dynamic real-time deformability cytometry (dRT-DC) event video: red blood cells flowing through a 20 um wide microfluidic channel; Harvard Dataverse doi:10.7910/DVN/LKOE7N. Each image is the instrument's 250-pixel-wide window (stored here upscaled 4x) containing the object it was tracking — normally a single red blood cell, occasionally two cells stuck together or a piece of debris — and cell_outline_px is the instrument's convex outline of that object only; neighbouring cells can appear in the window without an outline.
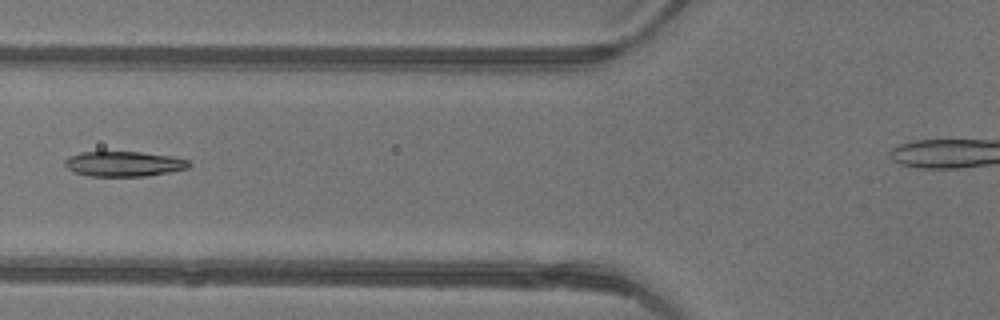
{"species": "common noctule bat (a hibernating species)", "species_latin": "Nyctalus noctula", "temperature_condition": "warm", "stored_images_in_passage": 7, "camera_frame_rate_fps": 3000, "um_per_image_px": 0.085, "animal": {"sex": "female"}, "frame": {"image": 1, "passage_image": 6, "time_ms": 1.667, "image_size_px": [1000, 320], "cell_outline_px": [[192, 164], [188, 168], [168, 172], [144, 176], [88, 176], [76, 172], [68, 168], [64, 164], [64, 160], [68, 156], [80, 152], [140, 152], [172, 156], [188, 160]], "centroid_in_image_um": [10.52, 13.92], "position_along_channel_um": 115.3, "area_um2": 18.09}}
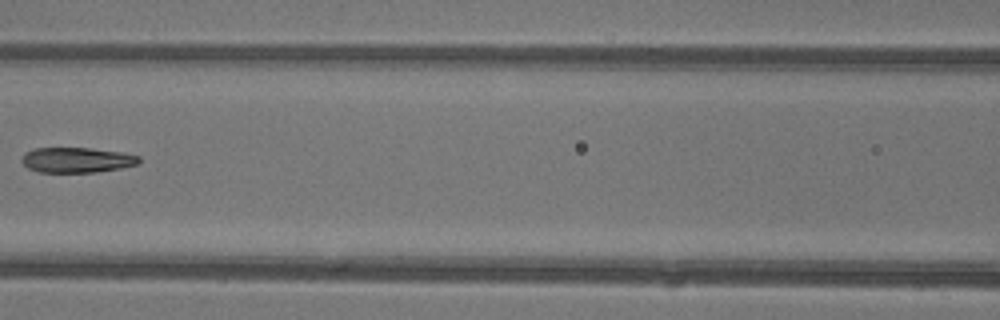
{"frame": {"image": 2, "passage_image": 7, "time_ms": 2.0, "image_size_px": [1000, 320], "cell_outline_px": [[140, 160], [136, 164], [120, 168], [96, 172], [36, 172], [28, 168], [20, 160], [20, 156], [24, 152], [32, 148], [88, 148], [124, 152], [140, 156]], "centroid_in_image_um": [6.47, 13.59], "position_along_channel_um": 160.1, "area_um2": 17.4}}